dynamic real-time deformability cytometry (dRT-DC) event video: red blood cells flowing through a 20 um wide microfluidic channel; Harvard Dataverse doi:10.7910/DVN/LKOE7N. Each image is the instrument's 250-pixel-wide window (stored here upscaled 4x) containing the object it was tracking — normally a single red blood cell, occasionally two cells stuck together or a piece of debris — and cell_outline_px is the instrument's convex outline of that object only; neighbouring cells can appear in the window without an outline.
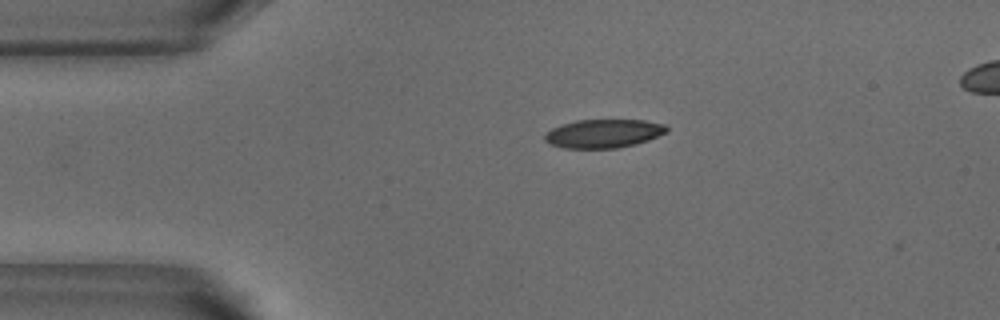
{"species": "common noctule bat (a hibernating species)", "species_latin": "Nyctalus noctula", "temperature_condition": "warm", "stored_images_in_passage": 4, "camera_frame_rate_fps": 3000, "um_per_image_px": 0.085, "animal": {"sex": "male", "body_mass_g": 18.8}, "frame": {"image": 1, "passage_image": 3, "time_ms": 0.667, "image_size_px": [1000, 320], "cell_outline_px": [[668, 132], [648, 140], [636, 144], [616, 148], [564, 148], [552, 144], [544, 140], [544, 136], [552, 128], [576, 120], [644, 120], [664, 124], [668, 128]], "centroid_in_image_um": [51.33, 11.35], "position_along_channel_um": 33.7, "area_um2": 20.17}}